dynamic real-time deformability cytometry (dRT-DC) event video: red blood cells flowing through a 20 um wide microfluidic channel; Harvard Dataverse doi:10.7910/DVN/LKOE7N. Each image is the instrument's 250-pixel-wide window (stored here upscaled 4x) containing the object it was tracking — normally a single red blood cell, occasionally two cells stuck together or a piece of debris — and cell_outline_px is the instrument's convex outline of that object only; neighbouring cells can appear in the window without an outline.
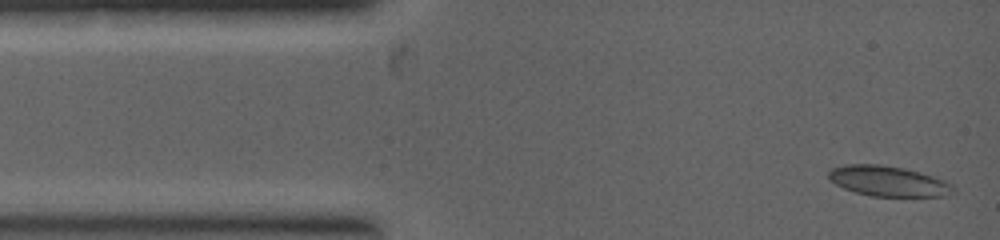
{"species": "common noctule bat (a hibernating species)", "species_latin": "Nyctalus noctula", "temperature_condition": "warm", "stored_images_in_passage": 5, "camera_frame_rate_fps": 5000, "um_per_image_px": 0.085, "animal": {"sex": "female", "body_mass_g": 19.0, "forearm_length_mm": 53.3}, "frame": {"image": 1, "passage_image": 1, "time_ms": 0.0, "image_size_px": [1000, 240], "cell_outline_px": [[956, 192], [944, 196], [872, 196], [856, 192], [844, 188], [828, 180], [828, 172], [832, 168], [844, 164], [880, 164], [904, 168], [932, 176], [944, 180], [952, 184]], "centroid_in_image_um": [75.49, 15.39], "position_along_channel_um": 9.5, "area_um2": 22.02}}